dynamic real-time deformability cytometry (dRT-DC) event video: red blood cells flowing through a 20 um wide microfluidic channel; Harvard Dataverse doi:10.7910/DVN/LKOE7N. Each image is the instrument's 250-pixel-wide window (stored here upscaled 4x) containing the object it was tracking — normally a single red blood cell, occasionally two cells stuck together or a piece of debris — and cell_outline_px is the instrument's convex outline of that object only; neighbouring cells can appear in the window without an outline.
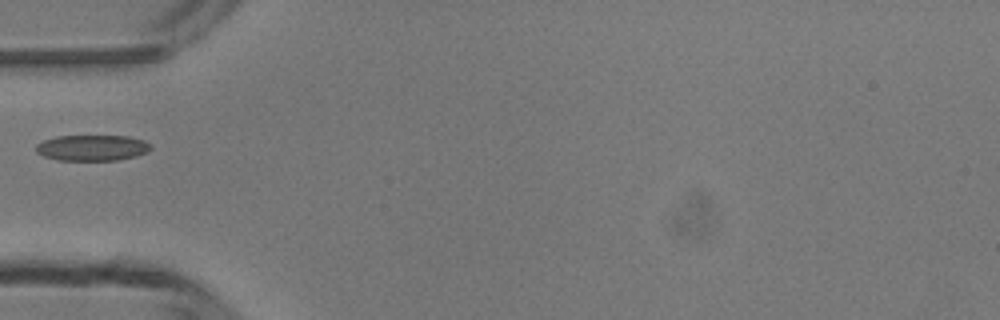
{"species": "common noctule bat (a hibernating species)", "species_latin": "Nyctalus noctula", "temperature_condition": "room temperature", "stored_images_in_passage": 33, "camera_frame_rate_fps": 3000, "um_per_image_px": 0.085, "animal": {"sex": "male", "body_mass_g": 13.3}, "frame": {"image": 1, "passage_image": 1, "time_ms": 0.0, "image_size_px": [1000, 320], "cell_outline_px": [[152, 148], [148, 152], [136, 156], [120, 160], [56, 160], [44, 156], [36, 152], [36, 144], [44, 140], [56, 136], [128, 136], [144, 140]], "centroid_in_image_um": [7.83, 12.56], "position_along_channel_um": 77.2, "area_um2": 17.34}}
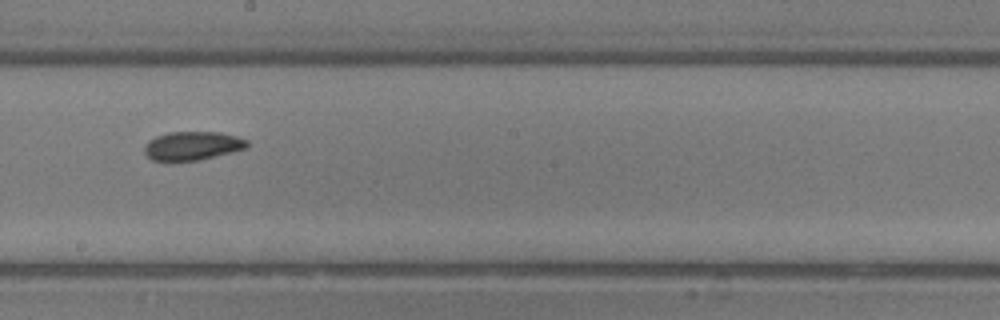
{"frame": {"image": 2, "passage_image": 12, "time_ms": 3.667, "image_size_px": [1000, 320], "cell_outline_px": [[248, 148], [200, 160], [152, 160], [144, 152], [144, 148], [148, 140], [156, 136], [168, 132], [220, 132], [236, 136], [248, 140]], "centroid_in_image_um": [16.38, 12.38], "position_along_channel_um": 231.8, "area_um2": 17.11}}
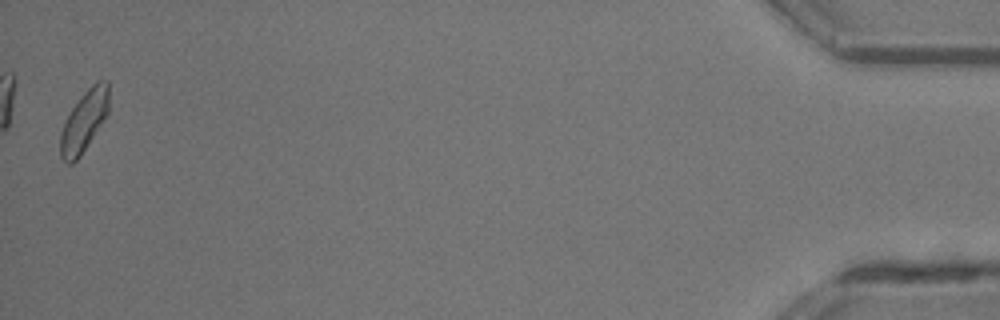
{"frame": {"image": 3, "passage_image": 33, "time_ms": 10.667, "image_size_px": [1000, 320], "cell_outline_px": [[108, 116], [80, 156], [72, 164], [68, 164], [60, 156], [60, 132], [72, 108], [80, 96], [96, 80], [108, 80]], "centroid_in_image_um": [7.16, 10.29], "position_along_channel_um": 428.0, "area_um2": 17.34}}